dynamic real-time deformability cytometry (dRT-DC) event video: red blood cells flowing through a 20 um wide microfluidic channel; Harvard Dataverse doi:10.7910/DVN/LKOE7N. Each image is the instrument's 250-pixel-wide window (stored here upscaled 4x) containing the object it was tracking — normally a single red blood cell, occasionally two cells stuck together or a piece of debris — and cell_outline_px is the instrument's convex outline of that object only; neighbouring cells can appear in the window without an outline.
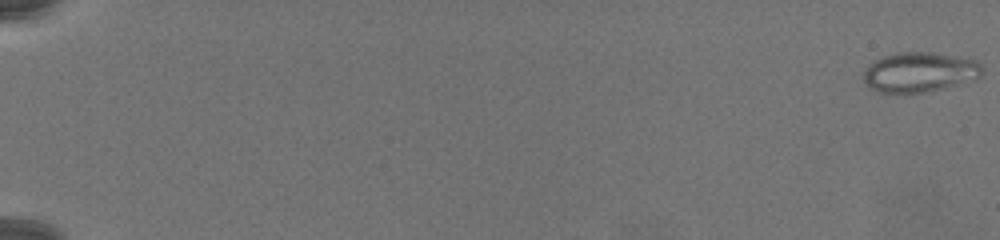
{"species": "common noctule bat (a hibernating species)", "species_latin": "Nyctalus noctula", "temperature_condition": "warm", "stored_images_in_passage": 79, "camera_frame_rate_fps": 3000, "um_per_image_px": 0.085, "animal": {"sex": "female", "body_mass_g": 19.5, "forearm_length_mm": 54.1}, "frame": {"image": 1, "passage_image": 1, "time_ms": 0.0, "image_size_px": [1000, 240], "cell_outline_px": [[980, 76], [976, 80], [924, 92], [880, 92], [868, 88], [864, 84], [864, 72], [868, 64], [884, 56], [896, 52], [928, 52], [976, 60], [980, 64]], "centroid_in_image_um": [78.12, 6.13], "position_along_channel_um": 6.9, "area_um2": 27.28}}
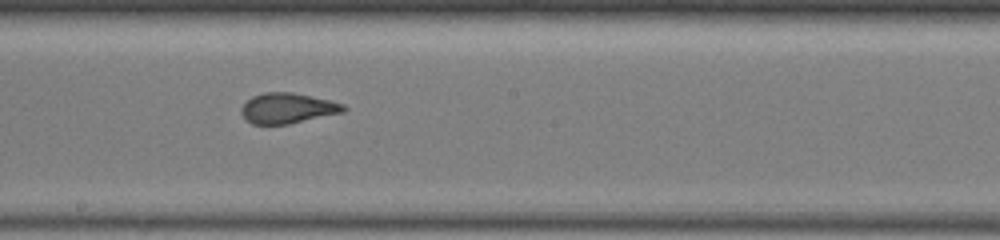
{"frame": {"image": 2, "passage_image": 48, "time_ms": 15.667, "image_size_px": [1000, 240], "cell_outline_px": [[348, 108], [344, 112], [288, 124], [252, 124], [244, 120], [240, 112], [240, 108], [252, 96], [264, 92], [292, 92], [332, 100], [344, 104]], "centroid_in_image_um": [24.44, 9.19], "position_along_channel_um": 223.8, "area_um2": 18.32}}
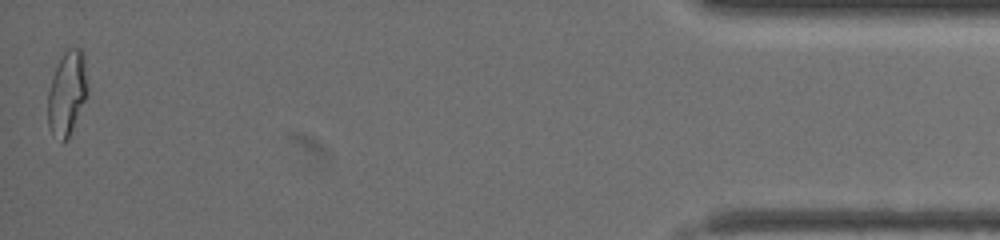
{"frame": {"image": 3, "passage_image": 78, "time_ms": 25.667, "image_size_px": [1000, 240], "cell_outline_px": [[88, 92], [72, 128], [68, 136], [64, 140], [52, 132], [48, 124], [48, 92], [52, 76], [64, 52], [68, 48], [80, 48], [84, 52], [88, 88]], "centroid_in_image_um": [5.71, 7.82], "position_along_channel_um": 429.5, "area_um2": 18.96}}